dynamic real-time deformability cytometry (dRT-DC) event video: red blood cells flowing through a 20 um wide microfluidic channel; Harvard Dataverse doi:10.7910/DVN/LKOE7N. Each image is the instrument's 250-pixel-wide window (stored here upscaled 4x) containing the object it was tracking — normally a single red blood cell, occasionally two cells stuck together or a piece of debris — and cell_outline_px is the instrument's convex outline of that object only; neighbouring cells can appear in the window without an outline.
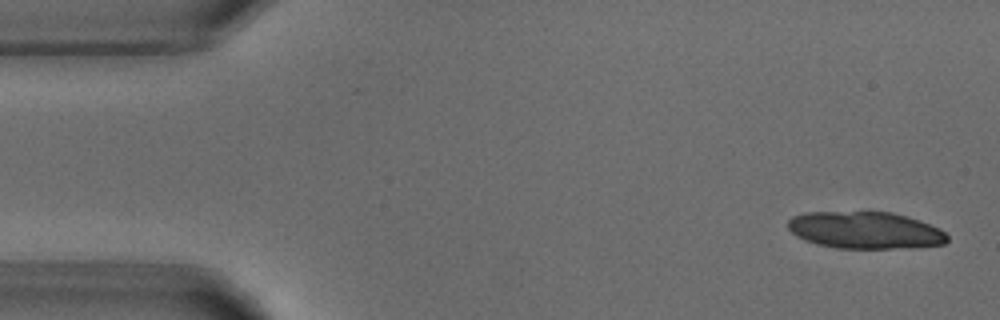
{"species": "common noctule bat (a hibernating species)", "species_latin": "Nyctalus noctula", "temperature_condition": "warm", "stored_images_in_passage": 5, "camera_frame_rate_fps": 3000, "um_per_image_px": 0.085, "animal": {"sex": "male", "body_mass_g": 18.8}, "frame": {"image": 1, "passage_image": 1, "time_ms": 0.0, "image_size_px": [1000, 320], "cell_outline_px": [[948, 240], [944, 244], [912, 248], [836, 248], [816, 244], [804, 240], [796, 236], [788, 228], [788, 220], [792, 216], [804, 212], [892, 212], [908, 216], [920, 220], [940, 228], [948, 236]], "centroid_in_image_um": [73.55, 19.57], "position_along_channel_um": 11.5, "area_um2": 34.68}}